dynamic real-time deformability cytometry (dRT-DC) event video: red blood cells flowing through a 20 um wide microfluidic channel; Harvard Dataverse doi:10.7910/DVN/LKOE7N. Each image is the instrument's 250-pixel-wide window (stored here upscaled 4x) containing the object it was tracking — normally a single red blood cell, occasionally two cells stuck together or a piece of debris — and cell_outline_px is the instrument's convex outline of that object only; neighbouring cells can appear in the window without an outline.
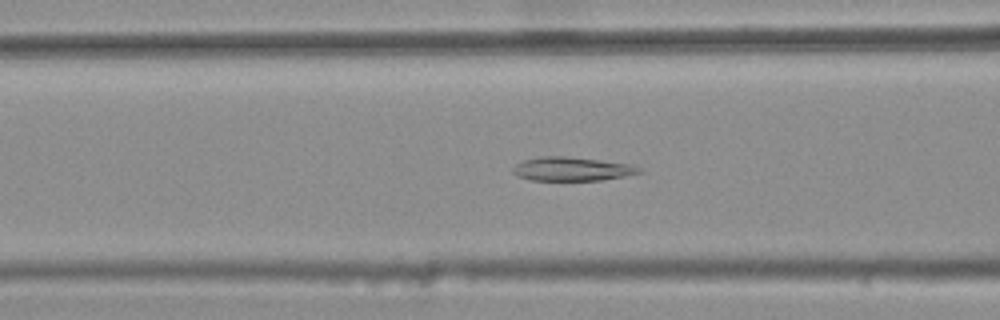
{"species": "common noctule bat (a hibernating species)", "species_latin": "Nyctalus noctula", "temperature_condition": "warm", "stored_images_in_passage": 37, "camera_frame_rate_fps": 3000, "um_per_image_px": 0.085, "animal": {"sex": "female", "body_mass_g": 25.1}, "frame": {"image": 1, "passage_image": 12, "time_ms": 3.667, "image_size_px": [1000, 320], "cell_outline_px": [[644, 172], [624, 176], [600, 180], [532, 180], [520, 176], [512, 172], [512, 168], [516, 164], [524, 160], [540, 156], [564, 156], [632, 164], [640, 168]], "centroid_in_image_um": [48.63, 14.36], "position_along_channel_um": 118.0, "area_um2": 17.34}}
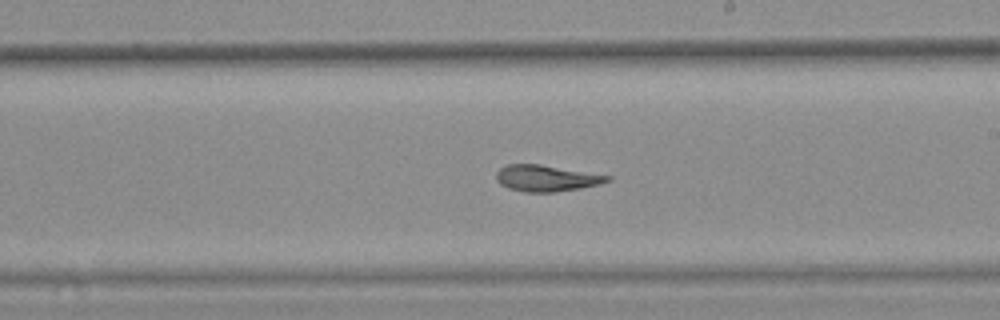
{"frame": {"image": 2, "passage_image": 22, "time_ms": 7.0, "image_size_px": [1000, 320], "cell_outline_px": [[612, 180], [600, 184], [580, 188], [556, 192], [524, 192], [508, 188], [500, 184], [496, 180], [496, 172], [500, 168], [508, 164], [540, 164], [612, 176]], "centroid_in_image_um": [46.44, 15.15], "position_along_channel_um": 242.6, "area_um2": 17.11}}
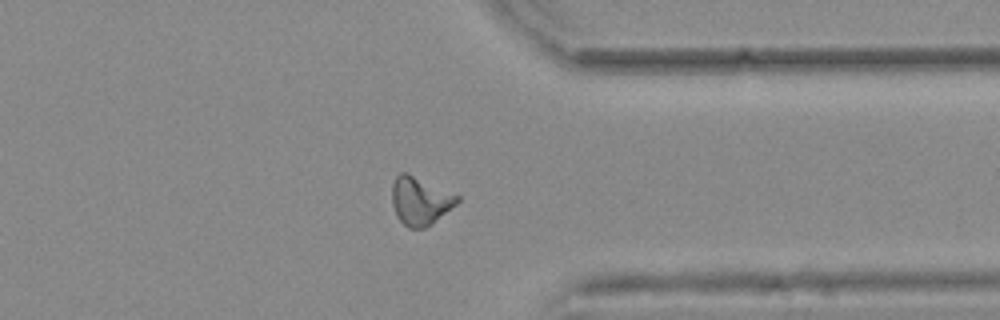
{"frame": {"image": 3, "passage_image": 33, "time_ms": 10.667, "image_size_px": [1000, 320], "cell_outline_px": [[460, 200], [456, 204], [432, 224], [424, 228], [408, 228], [396, 216], [392, 204], [392, 184], [396, 176], [400, 172], [408, 172], [460, 196]], "centroid_in_image_um": [35.7, 17.06], "position_along_channel_um": 375.7, "area_um2": 18.38}, "authors_computed_cell_mechanics": {"area_um2": 17.2244, "velocity_mm_per_s": 3.7474, "shape_relaxation_time_tau1_ms": null, "shape_relaxation_time_tau2_ms": 3.1468, "deformation_change_tau1": null, "deformation_change_tau2": 0.0864}}